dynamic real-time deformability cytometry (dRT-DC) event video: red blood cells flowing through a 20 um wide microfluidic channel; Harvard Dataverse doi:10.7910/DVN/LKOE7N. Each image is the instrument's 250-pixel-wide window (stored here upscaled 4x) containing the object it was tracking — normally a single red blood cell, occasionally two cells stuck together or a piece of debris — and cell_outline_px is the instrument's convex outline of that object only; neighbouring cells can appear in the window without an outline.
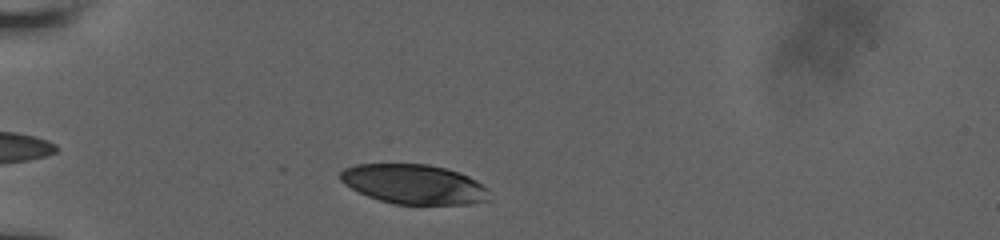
{"species": "human", "species_latin": "Homo sapiens", "temperature_condition": "room temperature", "stored_images_in_passage": 33, "camera_frame_rate_fps": 3000, "um_per_image_px": 0.085, "donor": {"sex": "male"}, "frame": {"image": 1, "passage_image": 3, "time_ms": 0.667, "image_size_px": [1000, 240], "cell_outline_px": [[488, 200], [468, 204], [392, 204], [368, 196], [344, 184], [340, 180], [340, 172], [344, 168], [356, 164], [428, 164], [460, 172], [476, 180], [488, 188]], "centroid_in_image_um": [35.18, 15.65], "position_along_channel_um": 49.8, "area_um2": 34.33}}
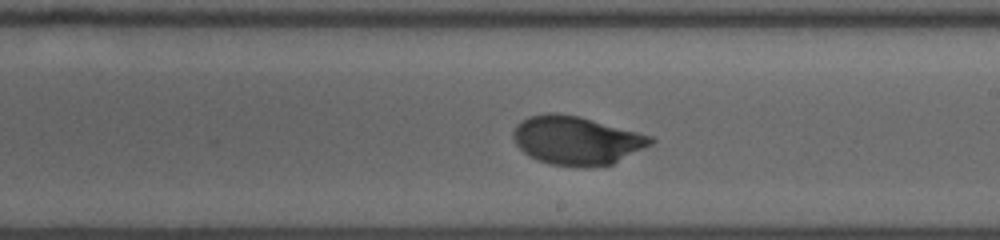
{"frame": {"image": 2, "passage_image": 20, "time_ms": 6.333, "image_size_px": [1000, 240], "cell_outline_px": [[656, 140], [652, 144], [612, 164], [588, 168], [580, 168], [548, 164], [536, 160], [528, 156], [512, 140], [512, 132], [516, 124], [528, 116], [548, 112], [556, 112], [580, 116], [652, 136]], "centroid_in_image_um": [48.97, 11.94], "position_along_channel_um": 240.0, "area_um2": 39.42}}
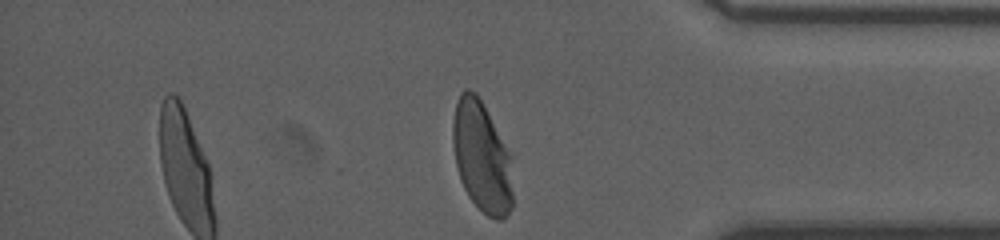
{"frame": {"image": 3, "passage_image": 33, "time_ms": 10.667, "image_size_px": [1000, 240], "cell_outline_px": [[516, 152], [512, 208], [504, 220], [496, 220], [488, 216], [468, 196], [460, 180], [456, 164], [452, 144], [452, 124], [456, 104], [460, 92], [464, 88], [468, 88], [476, 92]], "centroid_in_image_um": [41.06, 13.29], "position_along_channel_um": 394.1, "area_um2": 41.21}, "authors_computed_cell_mechanics": {"area_um2": 38.726, "velocity_mm_per_s": 3.9011, "shape_relaxation_time_tau1_ms": 2.539, "shape_relaxation_time_tau2_ms": null, "deformation_change_tau1": 0.1558, "deformation_change_tau2": null}}